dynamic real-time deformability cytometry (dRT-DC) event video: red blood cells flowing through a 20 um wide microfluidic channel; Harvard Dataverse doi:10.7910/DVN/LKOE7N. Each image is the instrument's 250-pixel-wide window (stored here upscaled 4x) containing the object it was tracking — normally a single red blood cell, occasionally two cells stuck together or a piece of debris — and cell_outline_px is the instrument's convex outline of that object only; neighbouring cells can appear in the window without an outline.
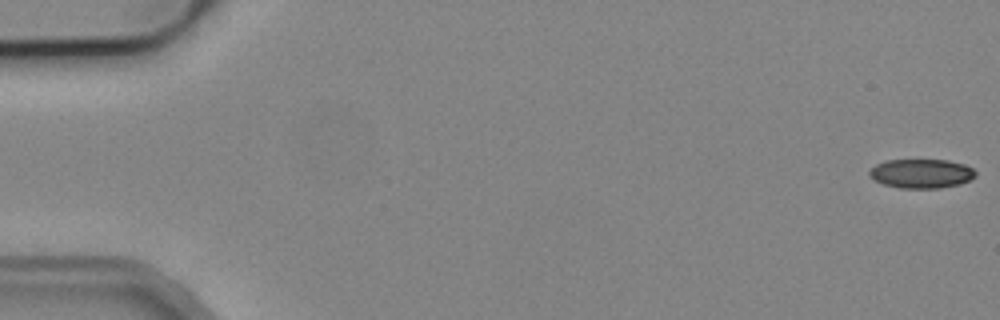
{"species": "common noctule bat (a hibernating species)", "species_latin": "Nyctalus noctula", "temperature_condition": "cold", "stored_images_in_passage": 5, "camera_frame_rate_fps": 3000, "um_per_image_px": 0.085, "animal": {"sex": "male", "body_mass_g": 19.2, "forearm_length_mm": 51.8}, "frame": {"image": 1, "passage_image": 1, "time_ms": 0.0, "image_size_px": [1000, 320], "cell_outline_px": [[976, 176], [960, 184], [940, 188], [900, 188], [884, 184], [872, 180], [868, 176], [868, 172], [876, 164], [884, 160], [948, 160], [964, 164], [972, 168], [976, 172]], "centroid_in_image_um": [78.28, 14.75], "position_along_channel_um": 6.7, "area_um2": 18.15}}
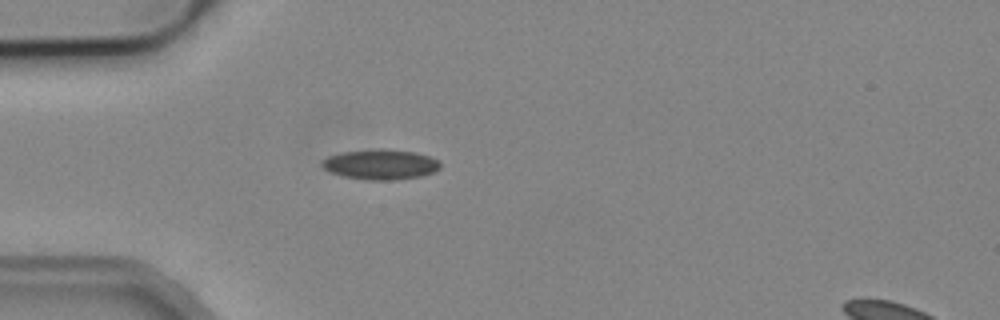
{"frame": {"image": 2, "passage_image": 5, "time_ms": 5.0, "image_size_px": [1000, 320], "cell_outline_px": [[440, 168], [432, 172], [420, 176], [396, 180], [368, 180], [344, 176], [328, 172], [320, 164], [320, 160], [328, 156], [344, 152], [380, 148], [384, 148], [412, 152], [428, 156], [436, 160], [440, 164]], "centroid_in_image_um": [32.29, 13.98], "position_along_channel_um": 52.7, "area_um2": 20.69}}